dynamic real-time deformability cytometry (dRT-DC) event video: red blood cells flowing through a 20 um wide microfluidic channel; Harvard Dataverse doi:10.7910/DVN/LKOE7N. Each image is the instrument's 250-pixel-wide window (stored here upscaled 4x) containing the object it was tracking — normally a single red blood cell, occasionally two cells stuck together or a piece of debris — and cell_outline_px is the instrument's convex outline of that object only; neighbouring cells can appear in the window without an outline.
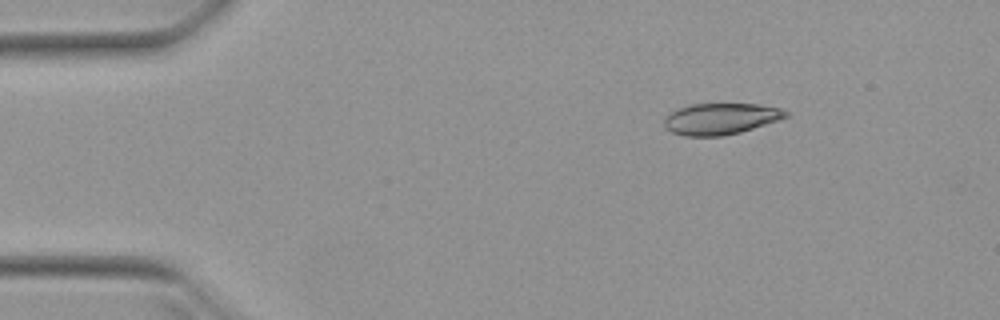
{"species": "Egyptian fruit bat (a non-hibernating species)", "species_latin": "Rousettus aegyptiacus", "temperature_condition": "warm", "stored_images_in_passage": 46, "camera_frame_rate_fps": 3000, "um_per_image_px": 0.085, "animal": {"sex": "female"}, "frame": {"image": 1, "passage_image": 2, "time_ms": 0.333, "image_size_px": [1000, 320], "cell_outline_px": [[788, 116], [740, 132], [720, 136], [684, 136], [672, 132], [664, 128], [664, 120], [676, 108], [692, 104], [760, 104], [780, 108], [788, 112]], "centroid_in_image_um": [61.22, 10.09], "position_along_channel_um": 23.8, "area_um2": 21.96}}
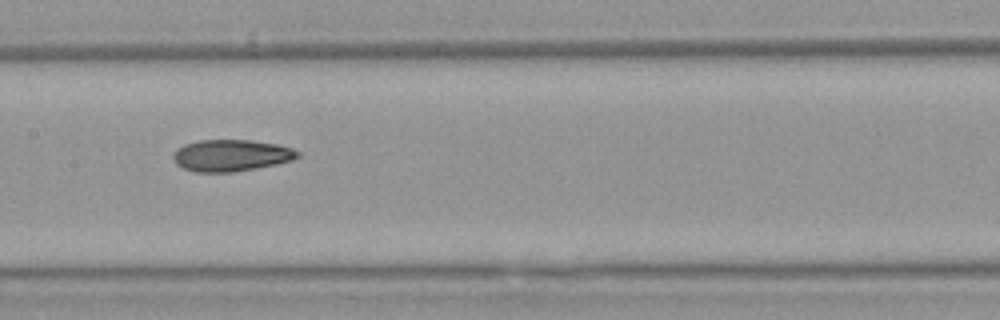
{"frame": {"image": 2, "passage_image": 20, "time_ms": 6.333, "image_size_px": [1000, 320], "cell_outline_px": [[300, 156], [292, 160], [276, 164], [256, 168], [232, 172], [196, 172], [184, 168], [176, 164], [172, 160], [172, 156], [176, 148], [184, 144], [200, 140], [248, 140], [276, 144], [292, 148], [300, 152]], "centroid_in_image_um": [19.62, 13.21], "position_along_channel_um": 187.8, "area_um2": 23.0}}
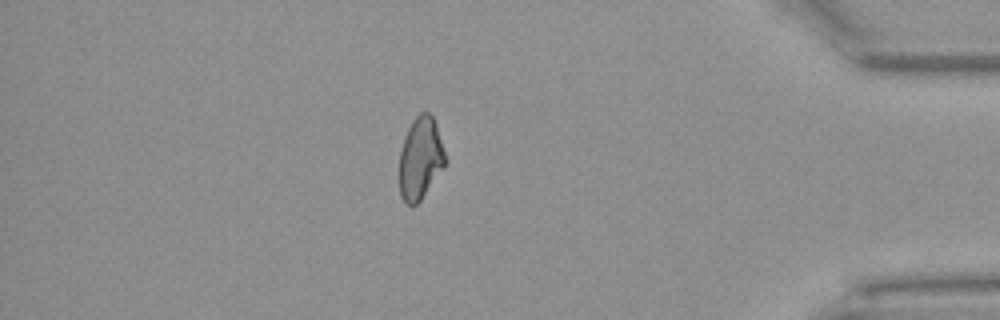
{"frame": {"image": 3, "passage_image": 39, "time_ms": 12.667, "image_size_px": [1000, 320], "cell_outline_px": [[448, 160], [444, 168], [420, 200], [416, 204], [408, 204], [400, 196], [400, 152], [404, 136], [412, 120], [420, 112], [428, 112], [432, 116], [436, 124]], "centroid_in_image_um": [35.76, 13.43], "position_along_channel_um": 399.4, "area_um2": 22.02}, "authors_computed_cell_mechanics": {"area_um2": 22.8599, "velocity_mm_per_s": 3.9665, "shape_relaxation_time_tau1_ms": null, "shape_relaxation_time_tau2_ms": 3.2167, "deformation_change_tau1": null, "deformation_change_tau2": 0.0923}}